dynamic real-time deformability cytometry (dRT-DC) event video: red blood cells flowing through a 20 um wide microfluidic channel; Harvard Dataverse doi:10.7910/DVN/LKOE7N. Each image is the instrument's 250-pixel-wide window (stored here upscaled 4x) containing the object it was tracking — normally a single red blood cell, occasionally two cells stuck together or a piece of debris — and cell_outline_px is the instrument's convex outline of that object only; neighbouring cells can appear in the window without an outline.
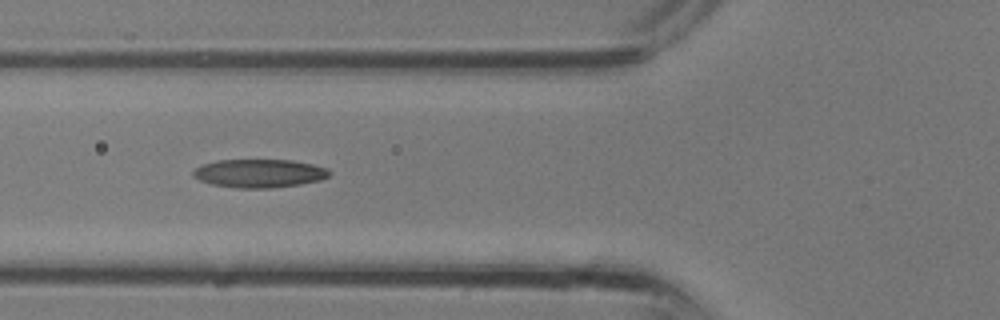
{"species": "common noctule bat (a hibernating species)", "species_latin": "Nyctalus noctula", "temperature_condition": "room temperature", "stored_images_in_passage": 31, "camera_frame_rate_fps": 3000, "um_per_image_px": 0.085, "animal": {"sex": "male", "body_mass_g": 13.3}, "frame": {"image": 1, "passage_image": 11, "time_ms": 3.333, "image_size_px": [1000, 320], "cell_outline_px": [[332, 172], [328, 176], [320, 180], [300, 184], [272, 188], [236, 188], [212, 184], [200, 180], [192, 176], [192, 172], [200, 164], [216, 160], [292, 160], [312, 164], [328, 168]], "centroid_in_image_um": [22.03, 14.73], "position_along_channel_um": 103.8, "area_um2": 22.66}}
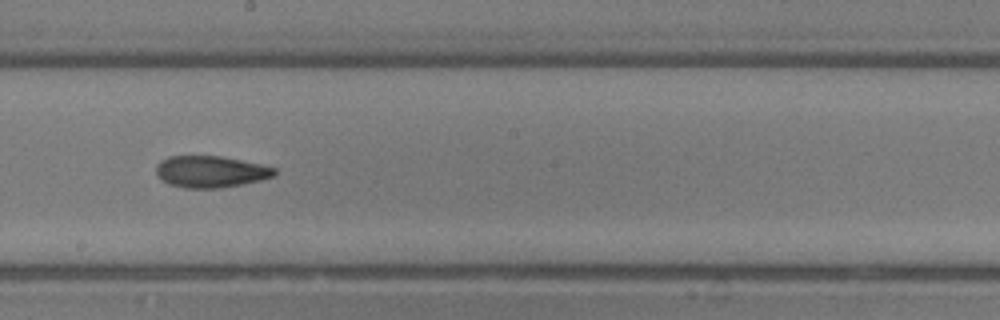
{"frame": {"image": 2, "passage_image": 17, "time_ms": 5.333, "image_size_px": [1000, 320], "cell_outline_px": [[276, 176], [260, 180], [220, 188], [184, 188], [168, 184], [156, 172], [156, 164], [160, 160], [168, 156], [220, 156], [260, 164], [276, 168]], "centroid_in_image_um": [17.9, 14.59], "position_along_channel_um": 230.3, "area_um2": 21.73}}
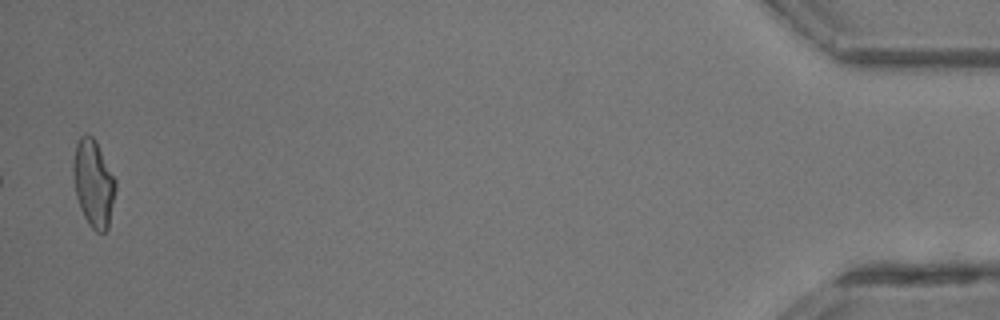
{"frame": {"image": 3, "passage_image": 31, "time_ms": 10.0, "image_size_px": [1000, 320], "cell_outline_px": [[116, 188], [108, 228], [104, 232], [96, 232], [88, 224], [80, 208], [76, 196], [72, 168], [72, 160], [76, 144], [80, 136], [84, 132], [92, 136], [96, 140], [116, 180]], "centroid_in_image_um": [7.93, 15.55], "position_along_channel_um": 427.3, "area_um2": 21.68}}